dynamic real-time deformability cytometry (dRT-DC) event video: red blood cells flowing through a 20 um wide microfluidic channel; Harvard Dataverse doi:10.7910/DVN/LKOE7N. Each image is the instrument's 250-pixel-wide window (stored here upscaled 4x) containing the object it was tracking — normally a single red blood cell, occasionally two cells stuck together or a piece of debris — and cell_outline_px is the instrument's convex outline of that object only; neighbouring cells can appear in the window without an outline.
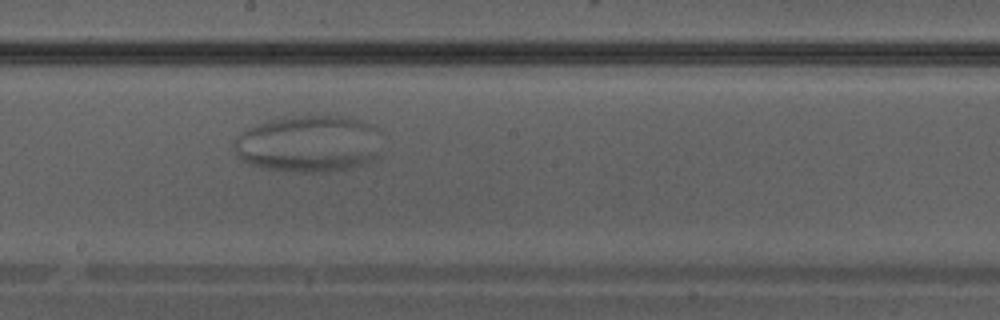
{"species": "Egyptian fruit bat (a non-hibernating species)", "species_latin": "Rousettus aegyptiacus", "temperature_condition": "warm", "stored_images_in_passage": 33, "camera_frame_rate_fps": 3000, "um_per_image_px": 0.085, "animal": {"sex": "male"}, "frame": {"image": 1, "passage_image": 15, "time_ms": 4.667, "image_size_px": [1000, 320], "cell_outline_px": [[380, 132], [376, 156], [352, 168], [324, 172], [300, 172], [268, 168], [248, 164], [232, 148], [232, 144], [236, 136], [240, 132], [248, 128], [272, 120], [288, 116], [352, 116], [372, 124]], "centroid_in_image_um": [26.23, 12.2], "position_along_channel_um": 222.0, "area_um2": 48.84}}